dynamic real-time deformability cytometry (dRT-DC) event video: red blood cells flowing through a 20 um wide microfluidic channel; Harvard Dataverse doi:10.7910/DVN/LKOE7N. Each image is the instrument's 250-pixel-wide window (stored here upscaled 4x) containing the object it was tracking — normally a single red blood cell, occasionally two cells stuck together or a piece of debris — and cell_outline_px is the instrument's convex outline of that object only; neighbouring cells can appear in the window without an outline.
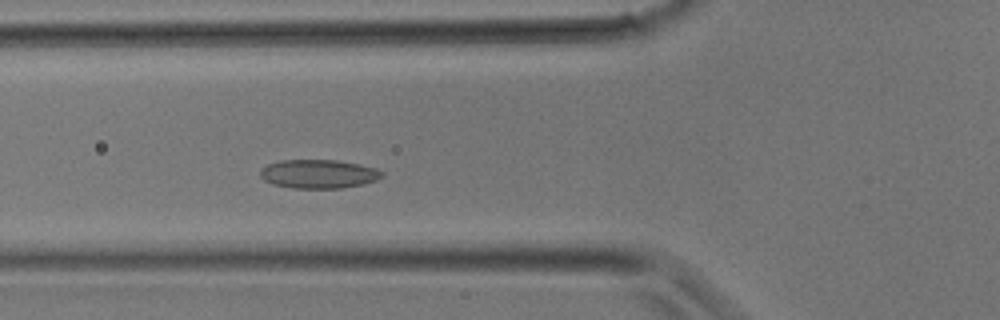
{"species": "common noctule bat (a hibernating species)", "species_latin": "Nyctalus noctula", "temperature_condition": "room temperature", "stored_images_in_passage": 27, "camera_frame_rate_fps": 3000, "um_per_image_px": 0.085, "animal": {"sex": "male", "body_mass_g": 17.9}, "frame": {"image": 1, "passage_image": 6, "time_ms": 1.667, "image_size_px": [1000, 320], "cell_outline_px": [[384, 176], [376, 180], [364, 184], [340, 188], [292, 188], [272, 184], [264, 180], [260, 176], [260, 168], [268, 164], [280, 160], [336, 160], [360, 164], [376, 168], [384, 172]], "centroid_in_image_um": [27.08, 14.78], "position_along_channel_um": 98.7, "area_um2": 20.58}}
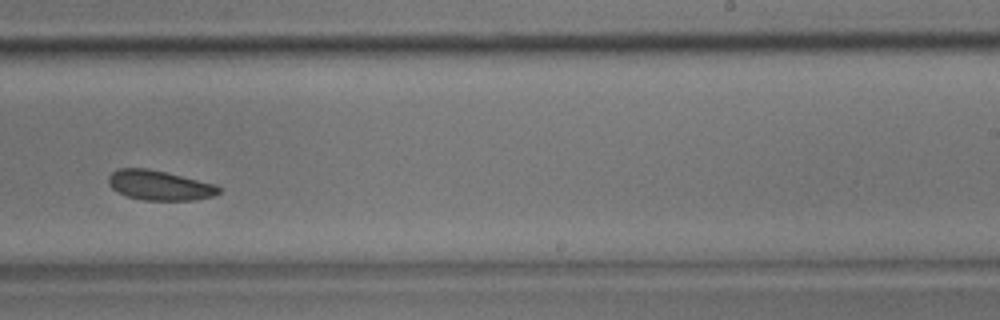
{"frame": {"image": 2, "passage_image": 15, "time_ms": 4.667, "image_size_px": [1000, 320], "cell_outline_px": [[220, 192], [212, 196], [192, 200], [144, 200], [128, 196], [112, 188], [108, 184], [108, 176], [112, 172], [120, 168], [148, 168], [212, 184], [220, 188]], "centroid_in_image_um": [13.5, 15.75], "position_along_channel_um": 275.5, "area_um2": 18.67}}
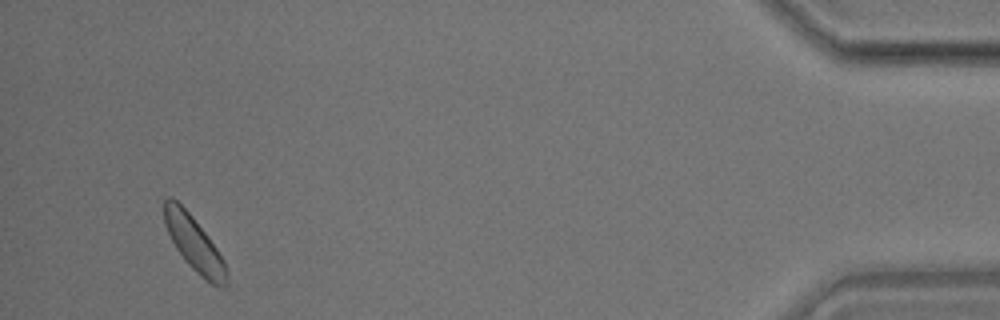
{"frame": {"image": 3, "passage_image": 26, "time_ms": 8.333, "image_size_px": [1000, 320], "cell_outline_px": [[228, 284], [224, 288], [220, 288], [212, 284], [200, 276], [184, 260], [176, 248], [164, 224], [164, 200], [168, 196], [172, 196], [192, 216], [208, 236], [224, 260], [228, 272]], "centroid_in_image_um": [16.52, 20.75], "position_along_channel_um": 418.7, "area_um2": 19.88}}